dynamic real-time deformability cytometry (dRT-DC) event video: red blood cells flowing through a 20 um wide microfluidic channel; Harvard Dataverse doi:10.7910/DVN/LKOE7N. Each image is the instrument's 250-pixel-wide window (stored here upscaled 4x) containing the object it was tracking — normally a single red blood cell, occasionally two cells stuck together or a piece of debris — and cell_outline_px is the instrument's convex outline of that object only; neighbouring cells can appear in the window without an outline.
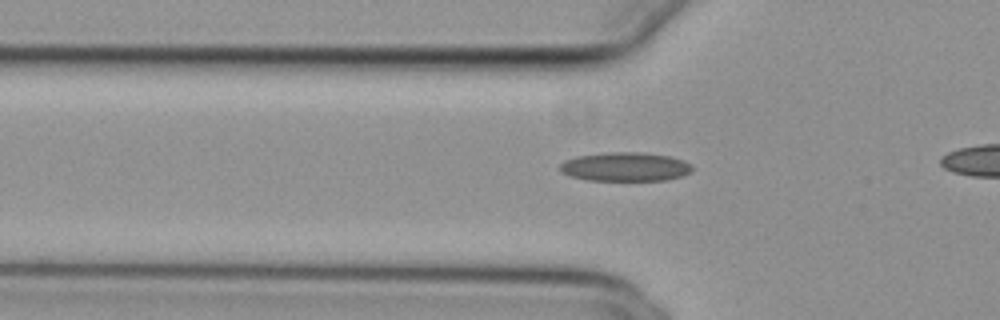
{"species": "common noctule bat (a hibernating species)", "species_latin": "Nyctalus noctula", "temperature_condition": "cold", "stored_images_in_passage": 19, "camera_frame_rate_fps": 3000, "um_per_image_px": 0.085, "animal": {"sex": "female", "body_mass_g": 29.2, "forearm_length_mm": 56.3}, "frame": {"image": 1, "passage_image": 16, "time_ms": 5.0, "image_size_px": [1000, 320], "cell_outline_px": [[692, 172], [680, 176], [664, 180], [588, 180], [568, 176], [560, 172], [560, 164], [564, 160], [576, 156], [608, 152], [644, 152], [668, 156], [684, 160], [692, 164]], "centroid_in_image_um": [53.12, 14.17], "position_along_channel_um": 72.7, "area_um2": 22.43}}